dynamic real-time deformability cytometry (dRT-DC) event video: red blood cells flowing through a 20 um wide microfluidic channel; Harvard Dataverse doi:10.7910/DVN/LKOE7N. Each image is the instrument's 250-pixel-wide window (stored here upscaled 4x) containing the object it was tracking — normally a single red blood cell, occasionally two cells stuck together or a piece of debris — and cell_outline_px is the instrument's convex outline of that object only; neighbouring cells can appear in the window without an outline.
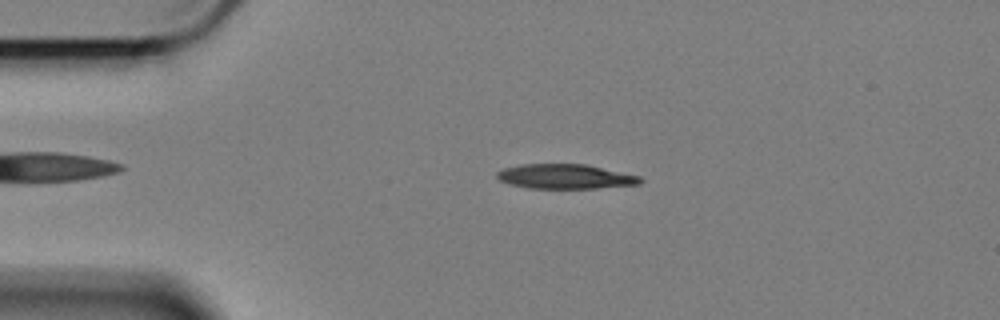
{"species": "Egyptian fruit bat (a non-hibernating species)", "species_latin": "Rousettus aegyptiacus", "temperature_condition": "cold", "stored_images_in_passage": 43, "camera_frame_rate_fps": 3000, "um_per_image_px": 0.085, "animal": {"sex": "female"}, "frame": {"image": 1, "passage_image": 5, "time_ms": 1.333, "image_size_px": [1000, 320], "cell_outline_px": [[644, 180], [640, 184], [596, 188], [528, 188], [512, 184], [500, 180], [496, 176], [496, 172], [504, 168], [520, 164], [588, 164], [640, 176]], "centroid_in_image_um": [48.08, 14.99], "position_along_channel_um": 36.9, "area_um2": 20.58}}
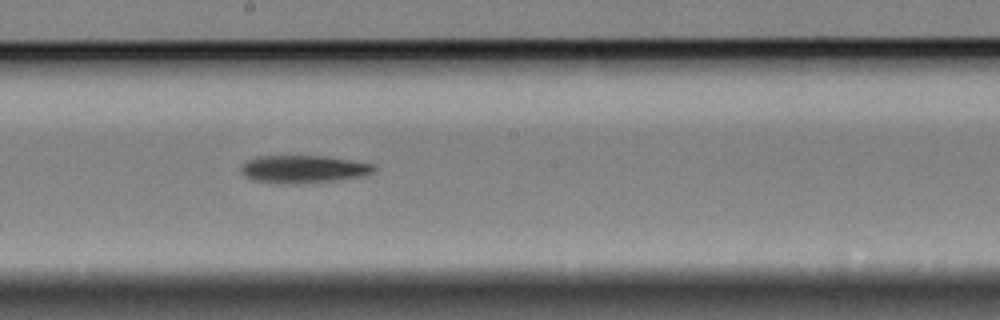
{"frame": {"image": 2, "passage_image": 24, "time_ms": 7.667, "image_size_px": [1000, 320], "cell_outline_px": [[376, 168], [372, 172], [364, 176], [336, 180], [296, 184], [276, 184], [252, 180], [244, 176], [240, 172], [240, 168], [248, 160], [256, 156], [324, 156], [372, 164]], "centroid_in_image_um": [25.72, 14.39], "position_along_channel_um": 222.5, "area_um2": 21.5}}
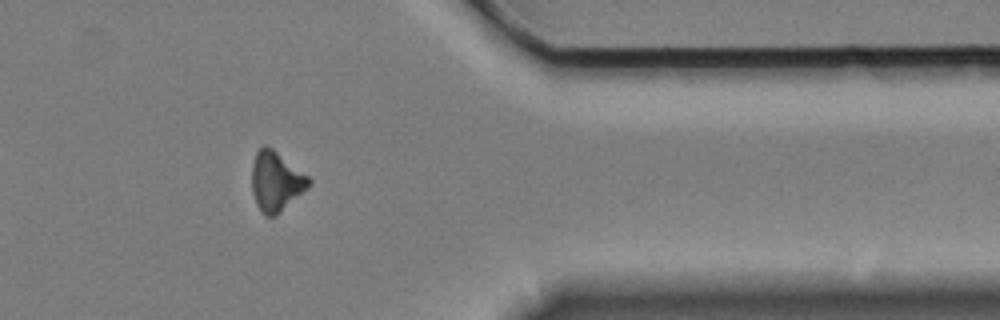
{"frame": {"image": 3, "passage_image": 40, "time_ms": 13.0, "image_size_px": [1000, 320], "cell_outline_px": [[312, 180], [308, 188], [276, 216], [264, 216], [260, 212], [256, 204], [252, 192], [252, 164], [256, 152], [264, 144], [272, 148], [308, 176]], "centroid_in_image_um": [23.44, 15.44], "position_along_channel_um": 388.0, "area_um2": 19.83}, "authors_computed_cell_mechanics": {"area_um2": 21.5016, "velocity_mm_per_s": 3.4164, "shape_relaxation_time_tau1_ms": 3.3686, "shape_relaxation_time_tau2_ms": null, "deformation_change_tau1": 0.1078, "deformation_change_tau2": null}}